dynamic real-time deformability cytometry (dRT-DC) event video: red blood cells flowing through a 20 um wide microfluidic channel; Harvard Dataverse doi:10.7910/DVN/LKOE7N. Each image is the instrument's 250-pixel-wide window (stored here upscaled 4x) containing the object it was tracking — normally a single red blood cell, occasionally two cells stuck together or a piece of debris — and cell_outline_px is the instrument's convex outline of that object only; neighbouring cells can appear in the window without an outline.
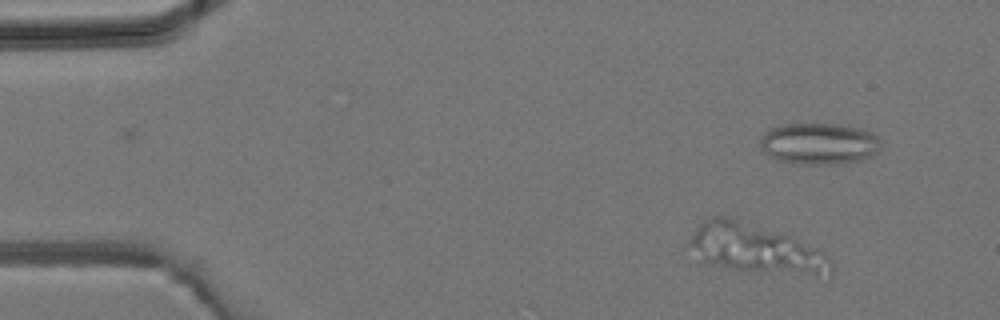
{"species": "common noctule bat (a hibernating species)", "species_latin": "Nyctalus noctula", "temperature_condition": "room temperature", "stored_images_in_passage": 41, "camera_frame_rate_fps": 3000, "um_per_image_px": 0.085, "animal": {"sex": "male", "body_mass_g": 19.2, "forearm_length_mm": 51.8}, "frame": {"image": 1, "passage_image": 4, "time_ms": 1.0, "image_size_px": [1000, 320], "cell_outline_px": [[832, 276], [816, 276], [736, 272], [712, 264], [704, 260], [684, 244], [696, 228], [704, 220], [712, 216], [732, 216], [788, 236], [816, 248], [828, 256], [832, 260]], "centroid_in_image_um": [64.21, 21.18], "position_along_channel_um": 20.8, "area_um2": 41.38}}
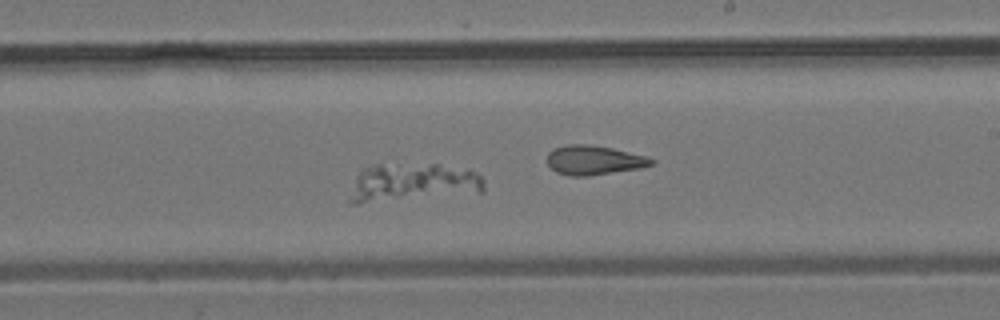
{"frame": {"image": 2, "passage_image": 24, "time_ms": 7.667, "image_size_px": [1000, 320], "cell_outline_px": [[484, 188], [480, 192], [356, 204], [348, 204], [348, 200], [356, 180], [360, 172], [368, 164], [436, 164], [468, 168], [476, 172], [484, 180]], "centroid_in_image_um": [35.07, 15.5], "position_along_channel_um": 253.9, "area_um2": 29.94}}
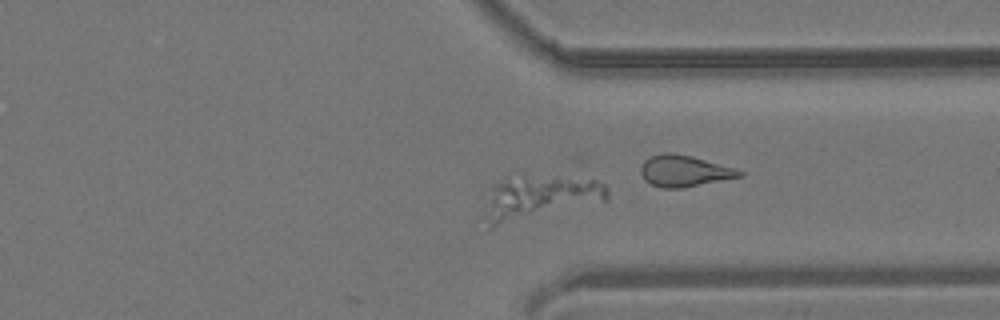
{"frame": {"image": 3, "passage_image": 31, "time_ms": 10.0, "image_size_px": [1000, 320], "cell_outline_px": [[608, 200], [492, 228], [488, 228], [484, 212], [492, 188], [504, 176], [524, 176], [596, 180], [604, 184], [608, 188]], "centroid_in_image_um": [45.82, 16.81], "position_along_channel_um": 365.6, "area_um2": 31.04}}